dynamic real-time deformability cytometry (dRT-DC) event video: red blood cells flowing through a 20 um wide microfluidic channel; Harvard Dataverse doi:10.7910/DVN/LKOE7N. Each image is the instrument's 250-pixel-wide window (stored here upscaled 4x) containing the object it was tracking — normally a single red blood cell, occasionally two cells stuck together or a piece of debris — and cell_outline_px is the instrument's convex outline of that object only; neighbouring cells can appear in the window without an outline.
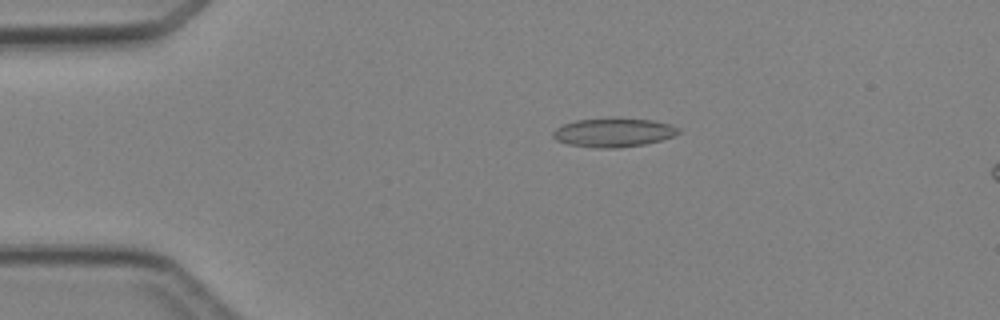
{"species": "Egyptian fruit bat (a non-hibernating species)", "species_latin": "Rousettus aegyptiacus", "temperature_condition": "cold", "stored_images_in_passage": 3, "segment_of_instrument_passage": [1, 2], "camera_frame_rate_fps": 3000, "um_per_image_px": 0.085, "animal": {"sex": "female"}, "frame": {"image": 1, "passage_image": 1, "time_ms": 0.0, "image_size_px": [1000, 320], "cell_outline_px": [[680, 132], [672, 136], [660, 140], [644, 144], [616, 148], [596, 148], [568, 144], [556, 140], [552, 136], [552, 132], [556, 128], [564, 124], [576, 120], [620, 116], [652, 120], [668, 124], [680, 128]], "centroid_in_image_um": [52.13, 11.23], "position_along_channel_um": 32.9, "area_um2": 21.44}}